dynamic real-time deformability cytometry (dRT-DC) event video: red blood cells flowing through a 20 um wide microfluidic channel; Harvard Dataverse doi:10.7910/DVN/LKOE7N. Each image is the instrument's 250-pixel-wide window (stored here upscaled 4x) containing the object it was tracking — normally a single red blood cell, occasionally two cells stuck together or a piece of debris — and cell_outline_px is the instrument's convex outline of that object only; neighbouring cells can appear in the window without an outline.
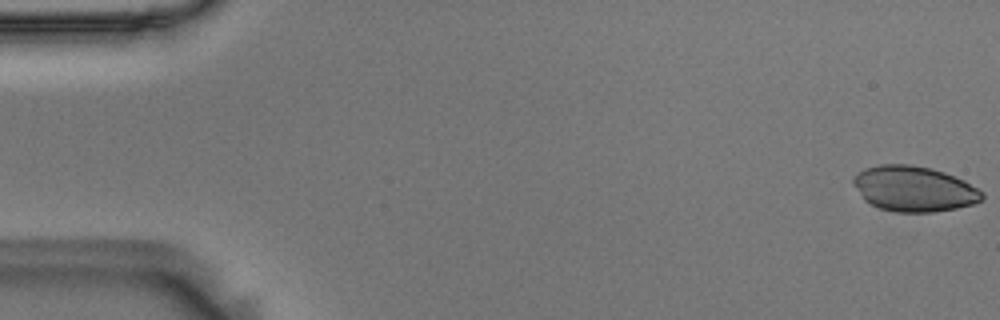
{"species": "Egyptian fruit bat (a non-hibernating species)", "species_latin": "Rousettus aegyptiacus", "temperature_condition": "room temperature", "stored_images_in_passage": 56, "camera_frame_rate_fps": 3000, "um_per_image_px": 0.085, "animal": {"sex": "male"}, "frame": {"image": 1, "passage_image": 1, "time_ms": 0.0, "image_size_px": [1000, 320], "cell_outline_px": [[984, 200], [972, 204], [956, 208], [932, 212], [896, 212], [880, 208], [864, 200], [852, 184], [852, 176], [864, 168], [880, 164], [912, 164], [932, 168], [944, 172], [964, 180], [984, 192]], "centroid_in_image_um": [77.68, 16.03], "position_along_channel_um": 7.3, "area_um2": 34.33}}